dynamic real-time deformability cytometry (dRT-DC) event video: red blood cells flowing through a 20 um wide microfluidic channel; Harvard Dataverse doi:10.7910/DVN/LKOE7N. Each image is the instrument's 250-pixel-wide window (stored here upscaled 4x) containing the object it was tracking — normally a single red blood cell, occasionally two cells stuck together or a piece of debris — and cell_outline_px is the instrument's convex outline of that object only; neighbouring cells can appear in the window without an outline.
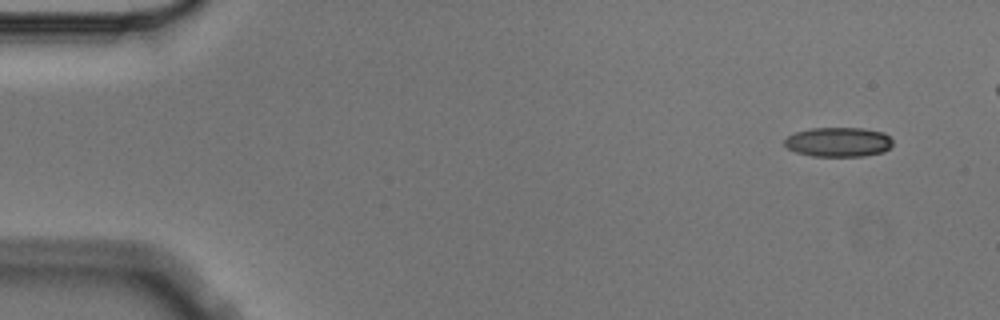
{"species": "Egyptian fruit bat (a non-hibernating species)", "species_latin": "Rousettus aegyptiacus", "temperature_condition": "cold", "stored_images_in_passage": 5, "camera_frame_rate_fps": 3000, "um_per_image_px": 0.085, "animal": {"sex": "male"}, "frame": {"image": 1, "passage_image": 1, "time_ms": 0.0, "image_size_px": [1000, 320], "cell_outline_px": [[892, 144], [884, 152], [864, 156], [812, 156], [796, 152], [788, 148], [784, 144], [784, 140], [788, 136], [796, 132], [812, 128], [864, 128], [884, 132], [892, 140]], "centroid_in_image_um": [71.27, 12.07], "position_along_channel_um": 13.7, "area_um2": 18.61}}
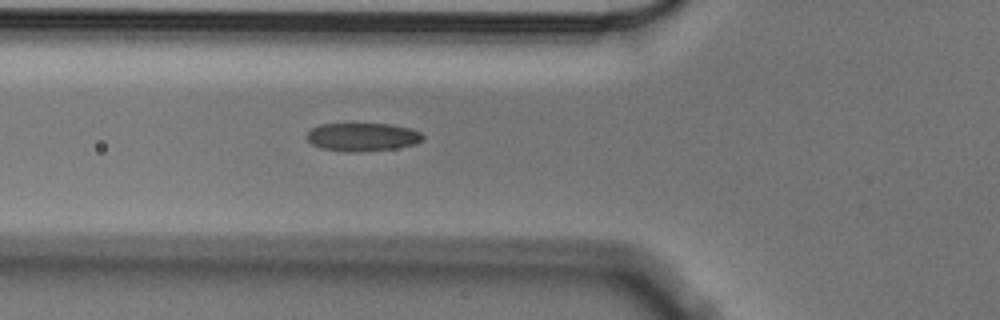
{"frame": {"image": 2, "passage_image": 5, "time_ms": 1.333, "image_size_px": [1000, 320], "cell_outline_px": [[424, 140], [416, 144], [396, 148], [360, 152], [344, 152], [320, 148], [312, 144], [304, 136], [312, 128], [320, 124], [392, 124], [412, 128], [420, 132], [424, 136]], "centroid_in_image_um": [30.82, 11.65], "position_along_channel_um": 95.0, "area_um2": 19.42}}